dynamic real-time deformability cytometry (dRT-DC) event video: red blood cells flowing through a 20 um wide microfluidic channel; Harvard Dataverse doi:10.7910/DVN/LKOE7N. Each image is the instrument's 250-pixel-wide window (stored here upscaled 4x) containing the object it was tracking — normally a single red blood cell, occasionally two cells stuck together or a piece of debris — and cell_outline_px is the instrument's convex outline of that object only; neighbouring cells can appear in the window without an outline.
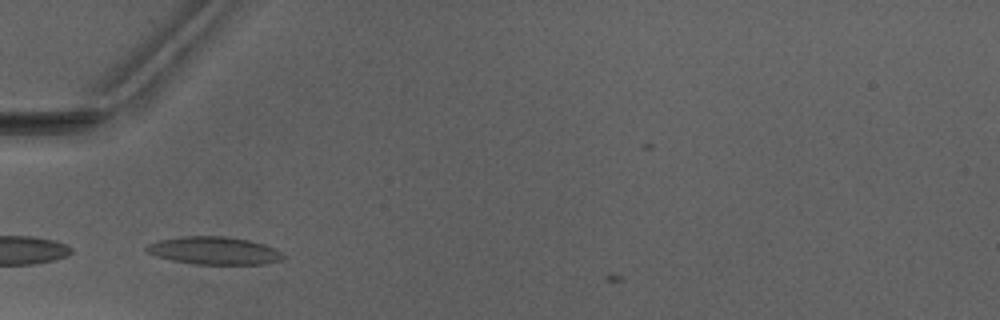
{"species": "Egyptian fruit bat (a non-hibernating species)", "species_latin": "Rousettus aegyptiacus", "temperature_condition": "warm", "stored_images_in_passage": 4, "camera_frame_rate_fps": 3000, "um_per_image_px": 0.085, "animal": {"sex": "male"}, "frame": {"image": 1, "passage_image": 3, "time_ms": 2.333, "image_size_px": [1000, 320], "cell_outline_px": [[288, 256], [284, 260], [264, 264], [196, 264], [172, 260], [156, 256], [148, 252], [144, 248], [148, 244], [160, 240], [180, 236], [224, 236], [248, 240], [264, 244]], "centroid_in_image_um": [18.23, 21.31], "position_along_channel_um": 66.8, "area_um2": 22.08}}